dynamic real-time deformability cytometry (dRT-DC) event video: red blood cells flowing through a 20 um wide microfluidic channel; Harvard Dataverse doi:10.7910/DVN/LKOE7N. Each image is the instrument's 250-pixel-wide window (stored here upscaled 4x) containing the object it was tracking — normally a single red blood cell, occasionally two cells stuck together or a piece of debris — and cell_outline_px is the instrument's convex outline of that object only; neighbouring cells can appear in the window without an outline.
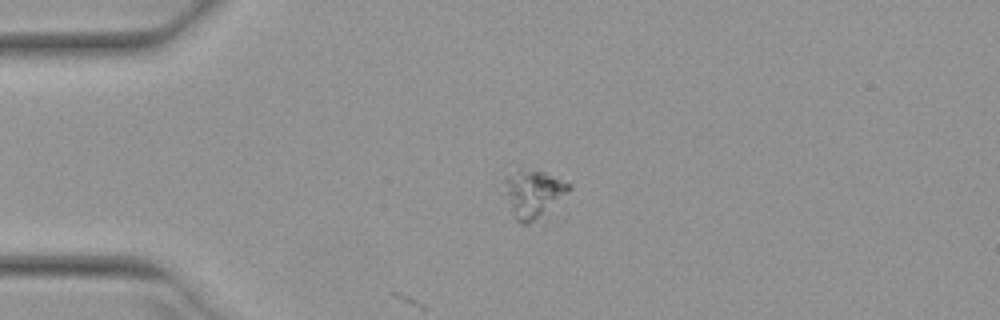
{"species": "Egyptian fruit bat (a non-hibernating species)", "species_latin": "Rousettus aegyptiacus", "temperature_condition": "warm", "stored_images_in_passage": 5, "camera_frame_rate_fps": 3000, "um_per_image_px": 0.085, "animal": {"sex": "female"}, "frame": {"image": 1, "passage_image": 1, "time_ms": 0.0, "image_size_px": [1000, 320], "cell_outline_px": [[572, 188], [568, 192], [528, 224], [520, 224], [516, 220], [504, 192], [504, 176], [520, 164], [544, 172], [572, 184]], "centroid_in_image_um": [45.25, 16.34], "position_along_channel_um": 39.8, "area_um2": 18.03}}